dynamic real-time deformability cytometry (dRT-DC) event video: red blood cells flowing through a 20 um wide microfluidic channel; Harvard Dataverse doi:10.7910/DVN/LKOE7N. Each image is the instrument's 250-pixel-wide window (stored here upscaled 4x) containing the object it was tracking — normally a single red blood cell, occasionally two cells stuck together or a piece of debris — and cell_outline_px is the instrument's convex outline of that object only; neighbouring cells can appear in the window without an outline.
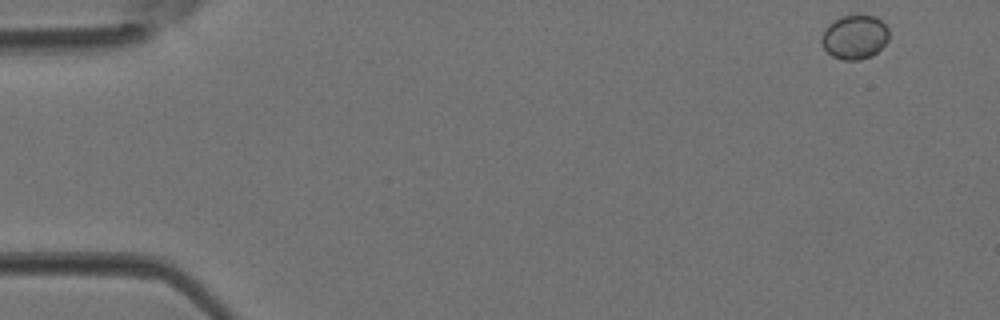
{"species": "Egyptian fruit bat (a non-hibernating species)", "species_latin": "Rousettus aegyptiacus", "temperature_condition": "room temperature", "stored_images_in_passage": 3, "camera_frame_rate_fps": 3000, "um_per_image_px": 0.085, "animal": {"sex": "female"}, "frame": {"image": 1, "passage_image": 1, "time_ms": 0.0, "image_size_px": [1000, 320], "cell_outline_px": [[888, 40], [872, 56], [860, 60], [844, 60], [832, 56], [824, 48], [820, 40], [828, 24], [840, 16], [876, 16], [888, 28]], "centroid_in_image_um": [72.64, 3.16], "position_along_channel_um": 12.4, "area_um2": 17.17}}
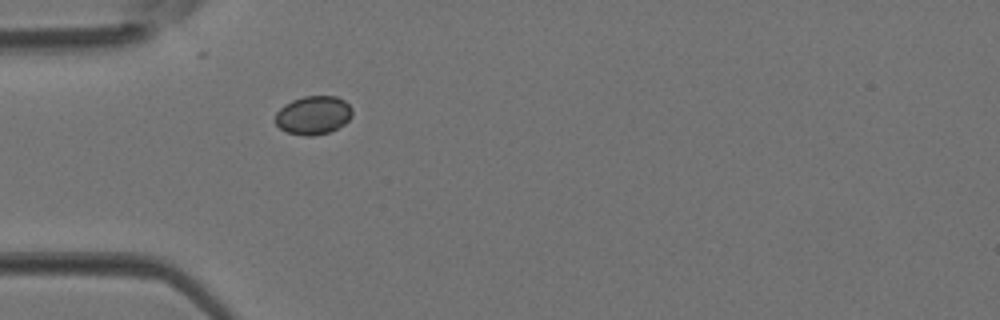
{"frame": {"image": 2, "passage_image": 3, "time_ms": 0.667, "image_size_px": [1000, 320], "cell_outline_px": [[352, 116], [344, 124], [328, 132], [312, 136], [304, 136], [288, 132], [280, 128], [276, 124], [276, 112], [284, 104], [292, 100], [304, 96], [336, 96], [344, 100], [352, 108]], "centroid_in_image_um": [26.63, 9.78], "position_along_channel_um": 58.4, "area_um2": 17.22}}